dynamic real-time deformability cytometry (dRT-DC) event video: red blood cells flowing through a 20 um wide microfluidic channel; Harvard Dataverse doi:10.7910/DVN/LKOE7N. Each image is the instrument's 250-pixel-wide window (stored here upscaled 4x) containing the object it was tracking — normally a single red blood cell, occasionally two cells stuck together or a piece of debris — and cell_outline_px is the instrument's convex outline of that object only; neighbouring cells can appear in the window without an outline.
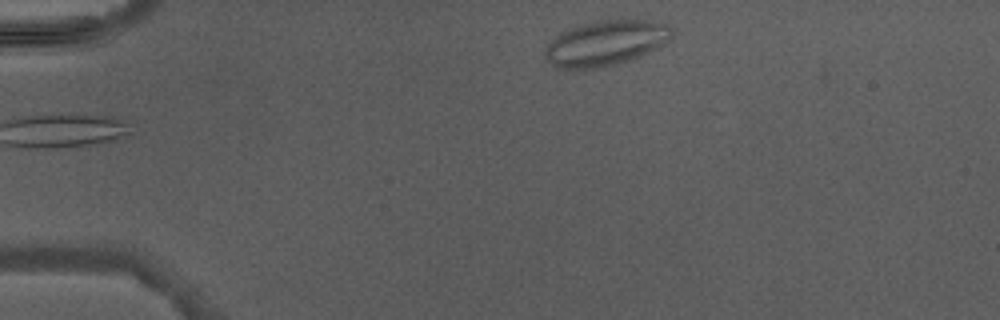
{"species": "Egyptian fruit bat (a non-hibernating species)", "species_latin": "Rousettus aegyptiacus", "temperature_condition": "warm", "stored_images_in_passage": 2, "camera_frame_rate_fps": 3000, "um_per_image_px": 0.085, "animal": {"sex": "male"}, "frame": {"image": 1, "passage_image": 2, "time_ms": 1.0, "image_size_px": [1000, 320], "cell_outline_px": [[672, 36], [664, 44], [640, 56], [616, 64], [596, 68], [560, 68], [552, 64], [544, 56], [544, 48], [560, 32], [580, 24], [596, 20], [644, 20], [668, 24], [672, 28]], "centroid_in_image_um": [51.47, 3.65], "position_along_channel_um": 33.5, "area_um2": 33.18}}